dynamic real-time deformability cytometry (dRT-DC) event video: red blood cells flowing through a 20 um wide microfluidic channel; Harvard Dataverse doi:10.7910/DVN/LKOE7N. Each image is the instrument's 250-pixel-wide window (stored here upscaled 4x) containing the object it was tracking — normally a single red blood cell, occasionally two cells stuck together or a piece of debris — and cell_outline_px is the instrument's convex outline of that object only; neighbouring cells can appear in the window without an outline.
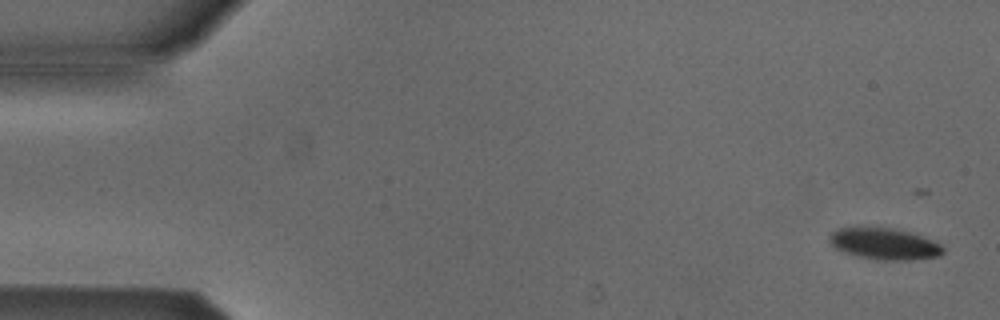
{"species": "Egyptian fruit bat (a non-hibernating species)", "species_latin": "Rousettus aegyptiacus", "temperature_condition": "cold", "stored_images_in_passage": 6, "camera_frame_rate_fps": 3000, "um_per_image_px": 0.085, "animal": {"sex": "male"}, "frame": {"image": 1, "passage_image": 1, "time_ms": 0.0, "image_size_px": [1000, 320], "cell_outline_px": [[944, 252], [940, 256], [912, 260], [880, 260], [860, 256], [844, 252], [836, 248], [828, 240], [828, 236], [832, 232], [840, 228], [892, 228], [908, 232], [932, 240], [940, 244], [944, 248]], "centroid_in_image_um": [75.19, 20.74], "position_along_channel_um": 9.8, "area_um2": 20.52}}
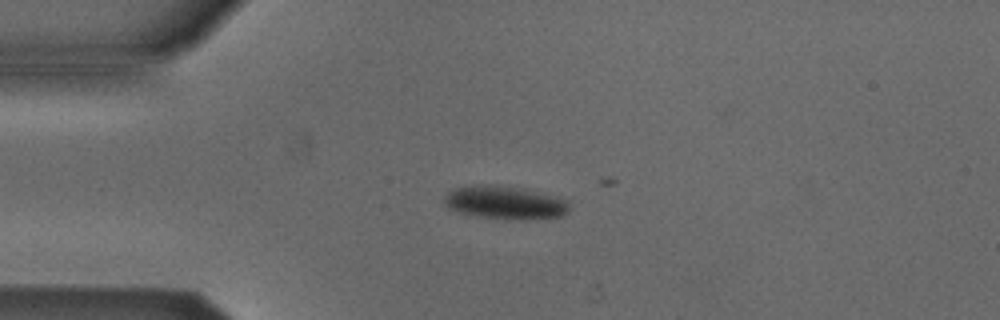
{"frame": {"image": 2, "passage_image": 4, "time_ms": 1.0, "image_size_px": [1000, 320], "cell_outline_px": [[568, 212], [560, 216], [480, 216], [460, 212], [448, 208], [444, 204], [444, 196], [448, 192], [456, 188], [480, 184], [496, 184], [524, 188], [568, 200]], "centroid_in_image_um": [42.84, 17.13], "position_along_channel_um": 42.2, "area_um2": 22.89}}